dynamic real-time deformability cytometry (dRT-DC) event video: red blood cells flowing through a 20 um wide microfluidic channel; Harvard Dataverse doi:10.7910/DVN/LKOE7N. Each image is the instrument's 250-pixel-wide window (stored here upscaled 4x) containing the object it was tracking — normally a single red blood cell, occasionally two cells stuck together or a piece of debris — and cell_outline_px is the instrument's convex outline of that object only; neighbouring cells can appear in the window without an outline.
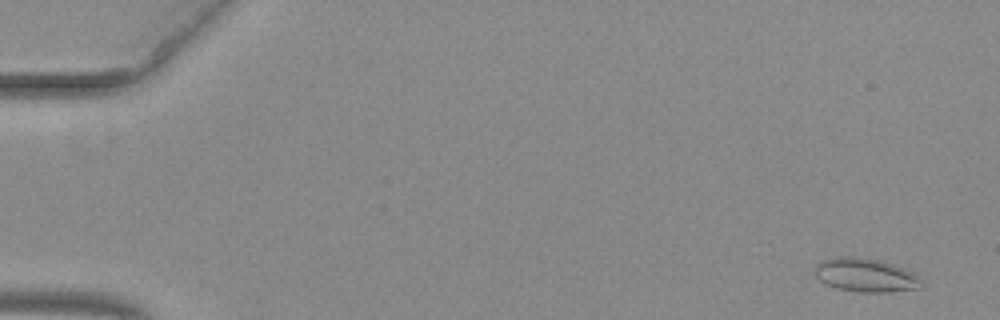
{"species": "common noctule bat (a hibernating species)", "species_latin": "Nyctalus noctula", "temperature_condition": "warm", "stored_images_in_passage": 52, "camera_frame_rate_fps": 3000, "um_per_image_px": 0.085, "animal": {"sex": "female", "body_mass_g": 29.2, "forearm_length_mm": 56.3}, "frame": {"image": 1, "passage_image": 1, "time_ms": 0.0, "image_size_px": [1000, 320], "cell_outline_px": [[924, 288], [884, 292], [860, 292], [840, 288], [828, 284], [820, 280], [812, 272], [816, 264], [820, 260], [832, 256], [860, 256], [880, 260], [904, 268], [912, 272], [924, 284]], "centroid_in_image_um": [73.55, 23.36], "position_along_channel_um": 11.5, "area_um2": 21.15}}
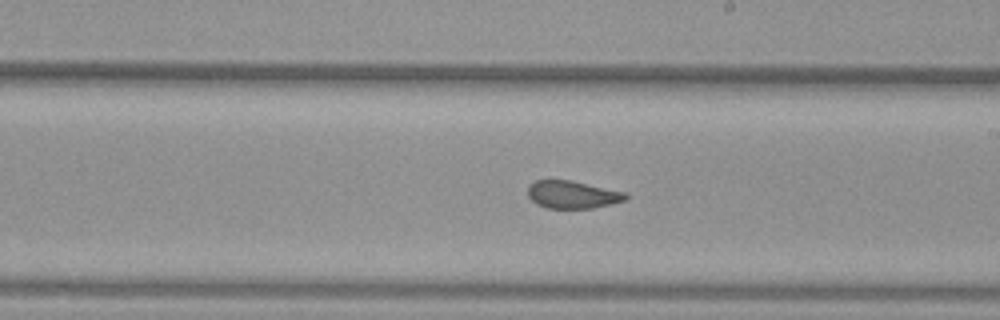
{"frame": {"image": 2, "passage_image": 30, "time_ms": 9.667, "image_size_px": [1000, 320], "cell_outline_px": [[628, 200], [612, 204], [592, 208], [544, 208], [536, 204], [528, 196], [528, 188], [536, 180], [572, 180], [624, 192], [628, 196]], "centroid_in_image_um": [48.67, 16.55], "position_along_channel_um": 240.3, "area_um2": 15.78}}
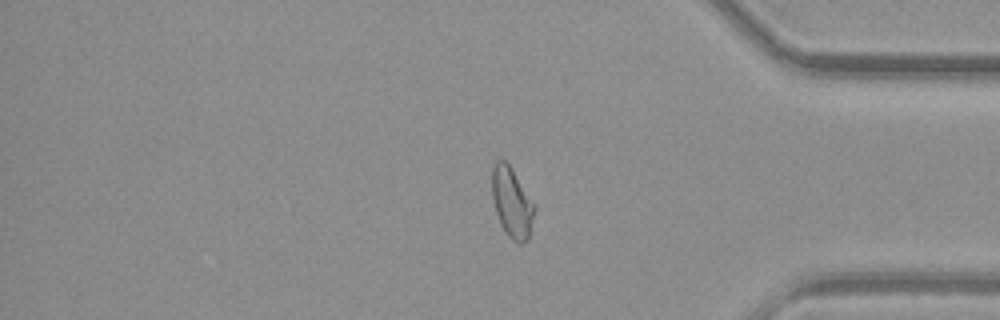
{"frame": {"image": 3, "passage_image": 43, "time_ms": 14.0, "image_size_px": [1000, 320], "cell_outline_px": [[536, 208], [528, 240], [524, 244], [520, 244], [512, 240], [508, 236], [500, 224], [492, 200], [492, 168], [496, 160], [504, 160], [512, 168], [536, 204]], "centroid_in_image_um": [43.53, 17.23], "position_along_channel_um": 391.7, "area_um2": 17.69}, "authors_computed_cell_mechanics": {"area_um2": 17.6579, "velocity_mm_per_s": 3.9461, "shape_relaxation_time_tau1_ms": null, "shape_relaxation_time_tau2_ms": 1.2819, "deformation_change_tau1": null, "deformation_change_tau2": 0.0733}}